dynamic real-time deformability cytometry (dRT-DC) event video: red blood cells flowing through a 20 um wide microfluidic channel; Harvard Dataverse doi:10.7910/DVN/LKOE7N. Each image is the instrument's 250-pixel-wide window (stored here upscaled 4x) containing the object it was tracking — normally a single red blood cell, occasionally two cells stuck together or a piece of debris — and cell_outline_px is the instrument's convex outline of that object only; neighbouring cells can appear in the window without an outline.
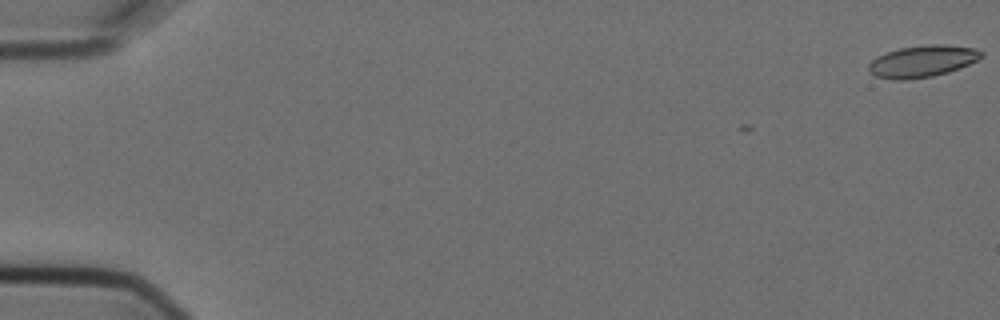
{"species": "Egyptian fruit bat (a non-hibernating species)", "species_latin": "Rousettus aegyptiacus", "temperature_condition": "cold", "stored_images_in_passage": 5, "camera_frame_rate_fps": 3000, "um_per_image_px": 0.085, "animal": {"sex": "female"}, "frame": {"image": 1, "passage_image": 1, "time_ms": 0.0, "image_size_px": [1000, 320], "cell_outline_px": [[984, 56], [960, 68], [948, 72], [932, 76], [904, 80], [896, 80], [876, 76], [868, 72], [868, 64], [876, 56], [900, 48], [932, 44], [944, 44], [976, 48], [984, 52]], "centroid_in_image_um": [78.41, 5.2], "position_along_channel_um": 6.6, "area_um2": 20.87}}
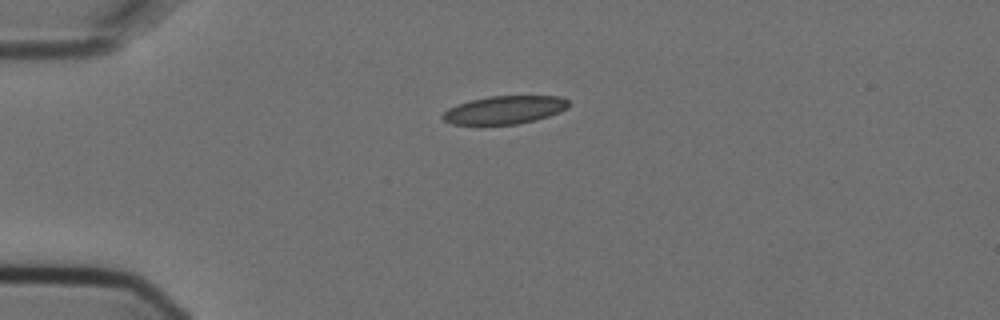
{"frame": {"image": 2, "passage_image": 4, "time_ms": 1.0, "image_size_px": [1000, 320], "cell_outline_px": [[568, 108], [560, 112], [536, 120], [516, 124], [452, 124], [444, 120], [440, 116], [448, 108], [456, 104], [488, 96], [560, 96], [568, 100]], "centroid_in_image_um": [42.89, 9.34], "position_along_channel_um": 42.1, "area_um2": 20.58}}